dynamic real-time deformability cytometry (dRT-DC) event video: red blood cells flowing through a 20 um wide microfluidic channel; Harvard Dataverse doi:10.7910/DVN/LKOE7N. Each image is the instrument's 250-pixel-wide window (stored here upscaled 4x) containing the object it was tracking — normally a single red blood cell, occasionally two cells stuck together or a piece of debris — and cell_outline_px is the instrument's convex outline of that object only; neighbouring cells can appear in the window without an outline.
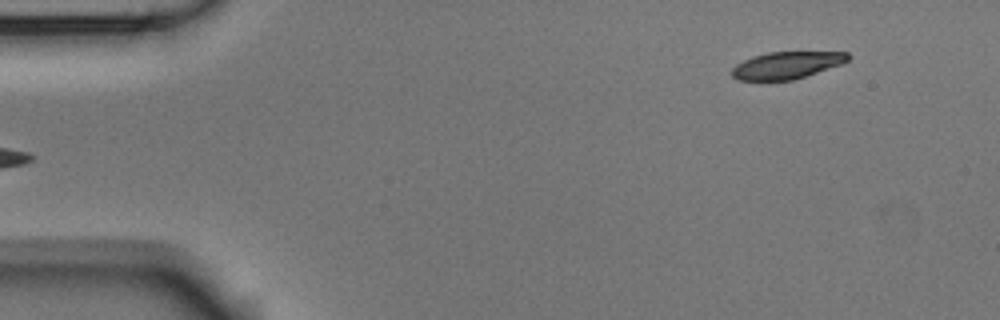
{"species": "Egyptian fruit bat (a non-hibernating species)", "species_latin": "Rousettus aegyptiacus", "temperature_condition": "room temperature", "stored_images_in_passage": 5, "camera_frame_rate_fps": 3000, "um_per_image_px": 0.085, "animal": {"sex": "male"}, "frame": {"image": 1, "passage_image": 5, "time_ms": 1.333, "image_size_px": [1000, 320], "cell_outline_px": [[852, 56], [848, 60], [840, 64], [792, 80], [736, 80], [732, 76], [732, 68], [736, 64], [752, 56], [768, 52], [848, 52]], "centroid_in_image_um": [66.84, 5.53], "position_along_channel_um": 18.2, "area_um2": 18.15}}